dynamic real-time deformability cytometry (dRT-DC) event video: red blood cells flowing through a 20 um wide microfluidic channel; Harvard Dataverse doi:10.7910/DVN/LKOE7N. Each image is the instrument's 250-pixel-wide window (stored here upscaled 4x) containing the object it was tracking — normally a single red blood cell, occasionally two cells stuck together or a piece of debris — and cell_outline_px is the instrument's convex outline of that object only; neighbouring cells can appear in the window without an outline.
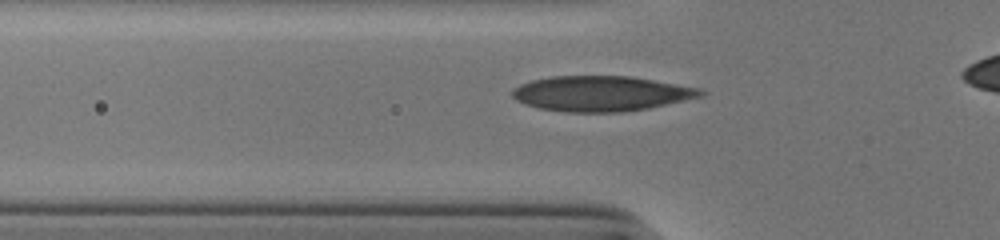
{"species": "human", "species_latin": "Homo sapiens", "temperature_condition": "cold", "stored_images_in_passage": 42, "camera_frame_rate_fps": 3000, "um_per_image_px": 0.085, "donor": {"sex": "male"}, "frame": {"image": 1, "passage_image": 14, "time_ms": 4.333, "image_size_px": [1000, 240], "cell_outline_px": [[708, 92], [704, 96], [648, 108], [620, 112], [564, 112], [540, 108], [524, 104], [516, 100], [512, 96], [512, 92], [520, 84], [532, 80], [552, 76], [632, 76], [700, 88]], "centroid_in_image_um": [51.13, 7.95], "position_along_channel_um": 74.7, "area_um2": 38.73}}
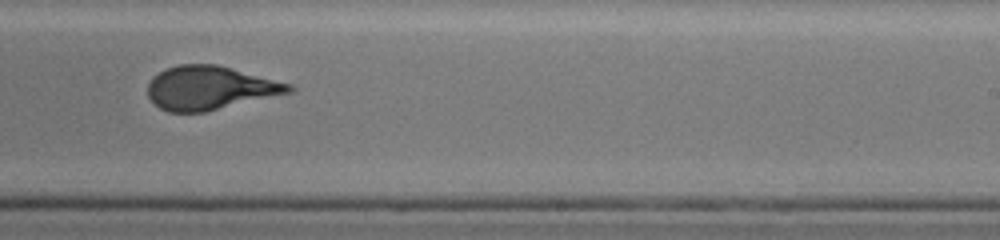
{"frame": {"image": 2, "passage_image": 29, "time_ms": 9.333, "image_size_px": [1000, 240], "cell_outline_px": [[296, 88], [292, 92], [204, 112], [168, 112], [160, 108], [148, 96], [148, 84], [152, 76], [164, 68], [180, 64], [216, 64], [292, 84]], "centroid_in_image_um": [17.83, 7.46], "position_along_channel_um": 271.2, "area_um2": 35.84}}
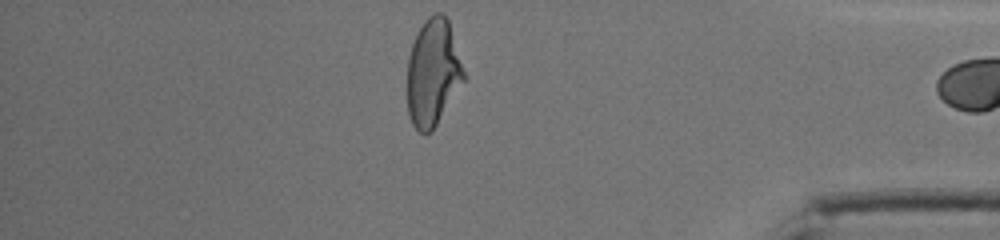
{"frame": {"image": 3, "passage_image": 41, "time_ms": 13.333, "image_size_px": [1000, 240], "cell_outline_px": [[464, 80], [432, 132], [424, 136], [412, 124], [408, 112], [408, 56], [412, 44], [424, 20], [432, 12], [444, 12], [448, 20], [464, 72]], "centroid_in_image_um": [36.78, 6.18], "position_along_channel_um": 398.4, "area_um2": 34.97}}